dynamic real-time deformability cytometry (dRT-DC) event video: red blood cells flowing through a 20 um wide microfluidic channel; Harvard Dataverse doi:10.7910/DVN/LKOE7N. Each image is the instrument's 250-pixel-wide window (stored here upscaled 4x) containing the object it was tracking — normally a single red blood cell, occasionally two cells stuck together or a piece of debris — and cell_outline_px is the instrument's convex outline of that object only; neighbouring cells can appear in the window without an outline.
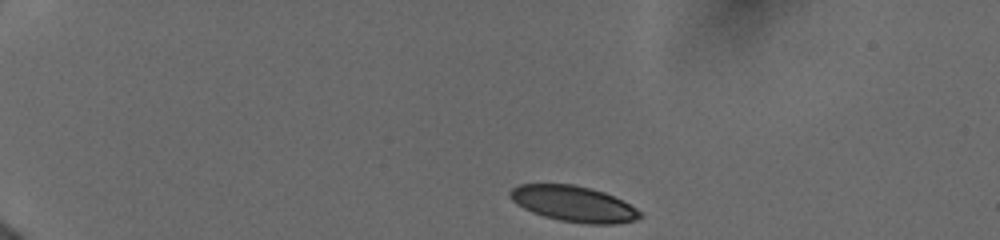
{"species": "human", "species_latin": "Homo sapiens", "temperature_condition": "cold", "stored_images_in_passage": 32, "camera_frame_rate_fps": 3000, "um_per_image_px": 0.085, "donor": {"sex": "female"}, "frame": {"image": 1, "passage_image": 1, "time_ms": 0.0, "image_size_px": [1000, 240], "cell_outline_px": [[644, 216], [636, 220], [616, 224], [588, 224], [560, 220], [544, 216], [532, 212], [516, 204], [508, 196], [508, 192], [516, 184], [572, 184], [604, 192], [636, 208]], "centroid_in_image_um": [48.72, 17.32], "position_along_channel_um": 36.3, "area_um2": 26.99}}
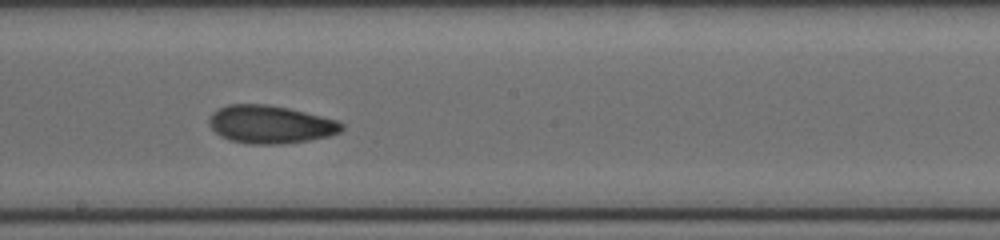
{"frame": {"image": 2, "passage_image": 14, "time_ms": 7.0, "image_size_px": [1000, 240], "cell_outline_px": [[344, 128], [340, 132], [328, 136], [308, 140], [280, 144], [248, 144], [228, 140], [220, 136], [208, 124], [208, 120], [212, 112], [228, 104], [268, 104], [288, 108], [340, 120], [344, 124]], "centroid_in_image_um": [22.98, 10.57], "position_along_channel_um": 225.2, "area_um2": 29.54}}
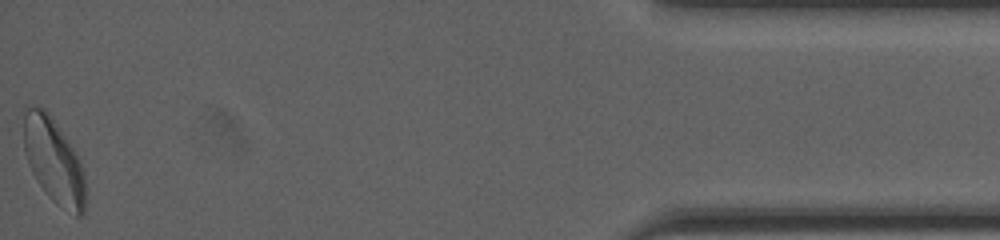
{"frame": {"image": 3, "passage_image": 32, "time_ms": 14.0, "image_size_px": [1000, 240], "cell_outline_px": [[84, 212], [80, 216], [76, 216], [56, 204], [48, 196], [36, 180], [28, 164], [24, 152], [24, 104], [44, 108], [48, 112], [72, 148], [84, 172]], "centroid_in_image_um": [4.52, 13.65], "position_along_channel_um": 430.7, "area_um2": 30.23}, "authors_computed_cell_mechanics": {"area_um2": 29.0445, "velocity_mm_per_s": 3.9235, "shape_relaxation_time_tau1_ms": 8.3348, "shape_relaxation_time_tau2_ms": 2.3816, "deformation_change_tau1": 0.2026, "deformation_change_tau2": 0.0841}}